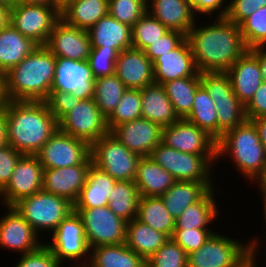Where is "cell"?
<instances>
[{
  "mask_svg": "<svg viewBox=\"0 0 266 267\" xmlns=\"http://www.w3.org/2000/svg\"><path fill=\"white\" fill-rule=\"evenodd\" d=\"M213 233L210 229H174L171 238L189 254L198 250Z\"/></svg>",
  "mask_w": 266,
  "mask_h": 267,
  "instance_id": "obj_47",
  "label": "cell"
},
{
  "mask_svg": "<svg viewBox=\"0 0 266 267\" xmlns=\"http://www.w3.org/2000/svg\"><path fill=\"white\" fill-rule=\"evenodd\" d=\"M60 5L15 4L9 10V23L38 46H45L56 22Z\"/></svg>",
  "mask_w": 266,
  "mask_h": 267,
  "instance_id": "obj_9",
  "label": "cell"
},
{
  "mask_svg": "<svg viewBox=\"0 0 266 267\" xmlns=\"http://www.w3.org/2000/svg\"><path fill=\"white\" fill-rule=\"evenodd\" d=\"M131 33L130 26L117 21L109 14L88 30L92 47H104L118 53L132 47Z\"/></svg>",
  "mask_w": 266,
  "mask_h": 267,
  "instance_id": "obj_26",
  "label": "cell"
},
{
  "mask_svg": "<svg viewBox=\"0 0 266 267\" xmlns=\"http://www.w3.org/2000/svg\"><path fill=\"white\" fill-rule=\"evenodd\" d=\"M118 52L106 50L104 47H92L89 55V63L95 78L112 76L115 74V62Z\"/></svg>",
  "mask_w": 266,
  "mask_h": 267,
  "instance_id": "obj_46",
  "label": "cell"
},
{
  "mask_svg": "<svg viewBox=\"0 0 266 267\" xmlns=\"http://www.w3.org/2000/svg\"><path fill=\"white\" fill-rule=\"evenodd\" d=\"M45 46L55 57L77 61L88 60L92 49L88 31L69 25L62 18L56 22Z\"/></svg>",
  "mask_w": 266,
  "mask_h": 267,
  "instance_id": "obj_18",
  "label": "cell"
},
{
  "mask_svg": "<svg viewBox=\"0 0 266 267\" xmlns=\"http://www.w3.org/2000/svg\"><path fill=\"white\" fill-rule=\"evenodd\" d=\"M259 187V191L262 194V199L266 200V167L262 170L261 173H259L253 180L252 182Z\"/></svg>",
  "mask_w": 266,
  "mask_h": 267,
  "instance_id": "obj_59",
  "label": "cell"
},
{
  "mask_svg": "<svg viewBox=\"0 0 266 267\" xmlns=\"http://www.w3.org/2000/svg\"><path fill=\"white\" fill-rule=\"evenodd\" d=\"M50 235H52L50 239L52 241L44 244L53 252L54 257L61 265L68 260H74L73 262L76 261V264L80 260L77 265H88L90 248L82 219L75 211L63 219Z\"/></svg>",
  "mask_w": 266,
  "mask_h": 267,
  "instance_id": "obj_10",
  "label": "cell"
},
{
  "mask_svg": "<svg viewBox=\"0 0 266 267\" xmlns=\"http://www.w3.org/2000/svg\"><path fill=\"white\" fill-rule=\"evenodd\" d=\"M90 145L76 137L57 130L36 153L44 169L93 164Z\"/></svg>",
  "mask_w": 266,
  "mask_h": 267,
  "instance_id": "obj_13",
  "label": "cell"
},
{
  "mask_svg": "<svg viewBox=\"0 0 266 267\" xmlns=\"http://www.w3.org/2000/svg\"><path fill=\"white\" fill-rule=\"evenodd\" d=\"M15 265V267H64L44 243L36 251L21 255Z\"/></svg>",
  "mask_w": 266,
  "mask_h": 267,
  "instance_id": "obj_50",
  "label": "cell"
},
{
  "mask_svg": "<svg viewBox=\"0 0 266 267\" xmlns=\"http://www.w3.org/2000/svg\"><path fill=\"white\" fill-rule=\"evenodd\" d=\"M23 154L13 149L9 144L0 148V192L11 179L16 163Z\"/></svg>",
  "mask_w": 266,
  "mask_h": 267,
  "instance_id": "obj_52",
  "label": "cell"
},
{
  "mask_svg": "<svg viewBox=\"0 0 266 267\" xmlns=\"http://www.w3.org/2000/svg\"><path fill=\"white\" fill-rule=\"evenodd\" d=\"M44 168L36 155H22L16 163L11 179L0 192L1 205L13 206L20 199L42 190Z\"/></svg>",
  "mask_w": 266,
  "mask_h": 267,
  "instance_id": "obj_16",
  "label": "cell"
},
{
  "mask_svg": "<svg viewBox=\"0 0 266 267\" xmlns=\"http://www.w3.org/2000/svg\"><path fill=\"white\" fill-rule=\"evenodd\" d=\"M82 219L89 248L125 243L127 222L108 206L73 208Z\"/></svg>",
  "mask_w": 266,
  "mask_h": 267,
  "instance_id": "obj_11",
  "label": "cell"
},
{
  "mask_svg": "<svg viewBox=\"0 0 266 267\" xmlns=\"http://www.w3.org/2000/svg\"><path fill=\"white\" fill-rule=\"evenodd\" d=\"M185 119L205 130L217 141L216 107L202 85L196 90L191 112Z\"/></svg>",
  "mask_w": 266,
  "mask_h": 267,
  "instance_id": "obj_39",
  "label": "cell"
},
{
  "mask_svg": "<svg viewBox=\"0 0 266 267\" xmlns=\"http://www.w3.org/2000/svg\"><path fill=\"white\" fill-rule=\"evenodd\" d=\"M194 26L187 34L195 65L201 72H226L247 50L239 25L226 17Z\"/></svg>",
  "mask_w": 266,
  "mask_h": 267,
  "instance_id": "obj_1",
  "label": "cell"
},
{
  "mask_svg": "<svg viewBox=\"0 0 266 267\" xmlns=\"http://www.w3.org/2000/svg\"><path fill=\"white\" fill-rule=\"evenodd\" d=\"M140 94L143 118L159 124L163 128L179 120L163 85L153 83L145 86L140 89Z\"/></svg>",
  "mask_w": 266,
  "mask_h": 267,
  "instance_id": "obj_28",
  "label": "cell"
},
{
  "mask_svg": "<svg viewBox=\"0 0 266 267\" xmlns=\"http://www.w3.org/2000/svg\"><path fill=\"white\" fill-rule=\"evenodd\" d=\"M94 82L95 77L88 60L56 57L51 91L72 93L76 98L85 100L93 98Z\"/></svg>",
  "mask_w": 266,
  "mask_h": 267,
  "instance_id": "obj_15",
  "label": "cell"
},
{
  "mask_svg": "<svg viewBox=\"0 0 266 267\" xmlns=\"http://www.w3.org/2000/svg\"><path fill=\"white\" fill-rule=\"evenodd\" d=\"M117 180L91 165L87 181L82 187L80 194L73 204V208H96L108 206V197Z\"/></svg>",
  "mask_w": 266,
  "mask_h": 267,
  "instance_id": "obj_31",
  "label": "cell"
},
{
  "mask_svg": "<svg viewBox=\"0 0 266 267\" xmlns=\"http://www.w3.org/2000/svg\"><path fill=\"white\" fill-rule=\"evenodd\" d=\"M162 129L159 124L141 117L115 126L110 133L127 149L144 157L150 156L162 142Z\"/></svg>",
  "mask_w": 266,
  "mask_h": 267,
  "instance_id": "obj_20",
  "label": "cell"
},
{
  "mask_svg": "<svg viewBox=\"0 0 266 267\" xmlns=\"http://www.w3.org/2000/svg\"><path fill=\"white\" fill-rule=\"evenodd\" d=\"M214 232L198 249L188 254V267H236L249 254L248 243Z\"/></svg>",
  "mask_w": 266,
  "mask_h": 267,
  "instance_id": "obj_12",
  "label": "cell"
},
{
  "mask_svg": "<svg viewBox=\"0 0 266 267\" xmlns=\"http://www.w3.org/2000/svg\"><path fill=\"white\" fill-rule=\"evenodd\" d=\"M201 85L213 100L217 111V141L247 118L245 106L233 92L231 79L226 72H201Z\"/></svg>",
  "mask_w": 266,
  "mask_h": 267,
  "instance_id": "obj_5",
  "label": "cell"
},
{
  "mask_svg": "<svg viewBox=\"0 0 266 267\" xmlns=\"http://www.w3.org/2000/svg\"><path fill=\"white\" fill-rule=\"evenodd\" d=\"M185 39V34L169 30L158 40L152 42L144 51L148 58L153 62L160 55L169 53V51L178 47Z\"/></svg>",
  "mask_w": 266,
  "mask_h": 267,
  "instance_id": "obj_48",
  "label": "cell"
},
{
  "mask_svg": "<svg viewBox=\"0 0 266 267\" xmlns=\"http://www.w3.org/2000/svg\"><path fill=\"white\" fill-rule=\"evenodd\" d=\"M226 18L239 25L255 10L266 6V0H228Z\"/></svg>",
  "mask_w": 266,
  "mask_h": 267,
  "instance_id": "obj_51",
  "label": "cell"
},
{
  "mask_svg": "<svg viewBox=\"0 0 266 267\" xmlns=\"http://www.w3.org/2000/svg\"><path fill=\"white\" fill-rule=\"evenodd\" d=\"M136 218L169 238L173 235L175 219L165 208L160 197L140 196Z\"/></svg>",
  "mask_w": 266,
  "mask_h": 267,
  "instance_id": "obj_36",
  "label": "cell"
},
{
  "mask_svg": "<svg viewBox=\"0 0 266 267\" xmlns=\"http://www.w3.org/2000/svg\"><path fill=\"white\" fill-rule=\"evenodd\" d=\"M16 4L59 5L55 0H16Z\"/></svg>",
  "mask_w": 266,
  "mask_h": 267,
  "instance_id": "obj_61",
  "label": "cell"
},
{
  "mask_svg": "<svg viewBox=\"0 0 266 267\" xmlns=\"http://www.w3.org/2000/svg\"><path fill=\"white\" fill-rule=\"evenodd\" d=\"M141 94L139 89H126L113 113L107 118L111 131L121 123L141 118Z\"/></svg>",
  "mask_w": 266,
  "mask_h": 267,
  "instance_id": "obj_42",
  "label": "cell"
},
{
  "mask_svg": "<svg viewBox=\"0 0 266 267\" xmlns=\"http://www.w3.org/2000/svg\"><path fill=\"white\" fill-rule=\"evenodd\" d=\"M226 73L234 94L246 106L263 83L258 58L248 49Z\"/></svg>",
  "mask_w": 266,
  "mask_h": 267,
  "instance_id": "obj_24",
  "label": "cell"
},
{
  "mask_svg": "<svg viewBox=\"0 0 266 267\" xmlns=\"http://www.w3.org/2000/svg\"><path fill=\"white\" fill-rule=\"evenodd\" d=\"M5 112L8 144L24 155H36L59 130L45 101H8Z\"/></svg>",
  "mask_w": 266,
  "mask_h": 267,
  "instance_id": "obj_2",
  "label": "cell"
},
{
  "mask_svg": "<svg viewBox=\"0 0 266 267\" xmlns=\"http://www.w3.org/2000/svg\"><path fill=\"white\" fill-rule=\"evenodd\" d=\"M4 208L7 211L0 217V247L18 251L21 255L39 249L43 242L39 241V235L31 225L13 206Z\"/></svg>",
  "mask_w": 266,
  "mask_h": 267,
  "instance_id": "obj_19",
  "label": "cell"
},
{
  "mask_svg": "<svg viewBox=\"0 0 266 267\" xmlns=\"http://www.w3.org/2000/svg\"><path fill=\"white\" fill-rule=\"evenodd\" d=\"M229 156L242 177L252 181L266 167V150L257 129L246 119L217 141V161Z\"/></svg>",
  "mask_w": 266,
  "mask_h": 267,
  "instance_id": "obj_4",
  "label": "cell"
},
{
  "mask_svg": "<svg viewBox=\"0 0 266 267\" xmlns=\"http://www.w3.org/2000/svg\"><path fill=\"white\" fill-rule=\"evenodd\" d=\"M146 12L147 5L141 0H108V14L130 27Z\"/></svg>",
  "mask_w": 266,
  "mask_h": 267,
  "instance_id": "obj_45",
  "label": "cell"
},
{
  "mask_svg": "<svg viewBox=\"0 0 266 267\" xmlns=\"http://www.w3.org/2000/svg\"><path fill=\"white\" fill-rule=\"evenodd\" d=\"M257 129L260 141L266 150V116L251 120Z\"/></svg>",
  "mask_w": 266,
  "mask_h": 267,
  "instance_id": "obj_57",
  "label": "cell"
},
{
  "mask_svg": "<svg viewBox=\"0 0 266 267\" xmlns=\"http://www.w3.org/2000/svg\"><path fill=\"white\" fill-rule=\"evenodd\" d=\"M92 164L44 169L42 190L67 199L72 204L85 185Z\"/></svg>",
  "mask_w": 266,
  "mask_h": 267,
  "instance_id": "obj_23",
  "label": "cell"
},
{
  "mask_svg": "<svg viewBox=\"0 0 266 267\" xmlns=\"http://www.w3.org/2000/svg\"><path fill=\"white\" fill-rule=\"evenodd\" d=\"M59 130L87 142L90 146L110 132L107 118L93 98L81 100L59 122Z\"/></svg>",
  "mask_w": 266,
  "mask_h": 267,
  "instance_id": "obj_14",
  "label": "cell"
},
{
  "mask_svg": "<svg viewBox=\"0 0 266 267\" xmlns=\"http://www.w3.org/2000/svg\"><path fill=\"white\" fill-rule=\"evenodd\" d=\"M143 1L146 5L148 4L149 0H141Z\"/></svg>",
  "mask_w": 266,
  "mask_h": 267,
  "instance_id": "obj_68",
  "label": "cell"
},
{
  "mask_svg": "<svg viewBox=\"0 0 266 267\" xmlns=\"http://www.w3.org/2000/svg\"><path fill=\"white\" fill-rule=\"evenodd\" d=\"M264 205V208H263V213H264V221H265V225H266V200H263V202H262ZM266 228V227H265Z\"/></svg>",
  "mask_w": 266,
  "mask_h": 267,
  "instance_id": "obj_64",
  "label": "cell"
},
{
  "mask_svg": "<svg viewBox=\"0 0 266 267\" xmlns=\"http://www.w3.org/2000/svg\"><path fill=\"white\" fill-rule=\"evenodd\" d=\"M89 267H146V261L125 243L90 249Z\"/></svg>",
  "mask_w": 266,
  "mask_h": 267,
  "instance_id": "obj_34",
  "label": "cell"
},
{
  "mask_svg": "<svg viewBox=\"0 0 266 267\" xmlns=\"http://www.w3.org/2000/svg\"><path fill=\"white\" fill-rule=\"evenodd\" d=\"M8 144L6 112L0 110V148Z\"/></svg>",
  "mask_w": 266,
  "mask_h": 267,
  "instance_id": "obj_58",
  "label": "cell"
},
{
  "mask_svg": "<svg viewBox=\"0 0 266 267\" xmlns=\"http://www.w3.org/2000/svg\"><path fill=\"white\" fill-rule=\"evenodd\" d=\"M0 79H4V75L0 71Z\"/></svg>",
  "mask_w": 266,
  "mask_h": 267,
  "instance_id": "obj_67",
  "label": "cell"
},
{
  "mask_svg": "<svg viewBox=\"0 0 266 267\" xmlns=\"http://www.w3.org/2000/svg\"><path fill=\"white\" fill-rule=\"evenodd\" d=\"M107 14L108 0H69L61 8L62 19L87 31Z\"/></svg>",
  "mask_w": 266,
  "mask_h": 267,
  "instance_id": "obj_33",
  "label": "cell"
},
{
  "mask_svg": "<svg viewBox=\"0 0 266 267\" xmlns=\"http://www.w3.org/2000/svg\"><path fill=\"white\" fill-rule=\"evenodd\" d=\"M154 83H164L184 77L200 76L188 39L178 47L162 54L153 62Z\"/></svg>",
  "mask_w": 266,
  "mask_h": 267,
  "instance_id": "obj_22",
  "label": "cell"
},
{
  "mask_svg": "<svg viewBox=\"0 0 266 267\" xmlns=\"http://www.w3.org/2000/svg\"><path fill=\"white\" fill-rule=\"evenodd\" d=\"M115 75L127 89H142L154 83L153 63L145 51L128 48L118 53Z\"/></svg>",
  "mask_w": 266,
  "mask_h": 267,
  "instance_id": "obj_21",
  "label": "cell"
},
{
  "mask_svg": "<svg viewBox=\"0 0 266 267\" xmlns=\"http://www.w3.org/2000/svg\"><path fill=\"white\" fill-rule=\"evenodd\" d=\"M61 7H63L69 0H55Z\"/></svg>",
  "mask_w": 266,
  "mask_h": 267,
  "instance_id": "obj_65",
  "label": "cell"
},
{
  "mask_svg": "<svg viewBox=\"0 0 266 267\" xmlns=\"http://www.w3.org/2000/svg\"><path fill=\"white\" fill-rule=\"evenodd\" d=\"M38 45L10 23L0 29V71L4 75L19 64Z\"/></svg>",
  "mask_w": 266,
  "mask_h": 267,
  "instance_id": "obj_30",
  "label": "cell"
},
{
  "mask_svg": "<svg viewBox=\"0 0 266 267\" xmlns=\"http://www.w3.org/2000/svg\"><path fill=\"white\" fill-rule=\"evenodd\" d=\"M214 185L213 181H176L160 198L176 220L188 206L199 201L214 188Z\"/></svg>",
  "mask_w": 266,
  "mask_h": 267,
  "instance_id": "obj_27",
  "label": "cell"
},
{
  "mask_svg": "<svg viewBox=\"0 0 266 267\" xmlns=\"http://www.w3.org/2000/svg\"><path fill=\"white\" fill-rule=\"evenodd\" d=\"M175 182L174 177L149 156L139 159L134 183L140 196L160 197Z\"/></svg>",
  "mask_w": 266,
  "mask_h": 267,
  "instance_id": "obj_29",
  "label": "cell"
},
{
  "mask_svg": "<svg viewBox=\"0 0 266 267\" xmlns=\"http://www.w3.org/2000/svg\"><path fill=\"white\" fill-rule=\"evenodd\" d=\"M249 50L258 58L263 82L266 83V47H255Z\"/></svg>",
  "mask_w": 266,
  "mask_h": 267,
  "instance_id": "obj_56",
  "label": "cell"
},
{
  "mask_svg": "<svg viewBox=\"0 0 266 267\" xmlns=\"http://www.w3.org/2000/svg\"><path fill=\"white\" fill-rule=\"evenodd\" d=\"M80 101L81 100L76 98L72 93L63 91H50L48 98L45 100L50 112L58 122Z\"/></svg>",
  "mask_w": 266,
  "mask_h": 267,
  "instance_id": "obj_49",
  "label": "cell"
},
{
  "mask_svg": "<svg viewBox=\"0 0 266 267\" xmlns=\"http://www.w3.org/2000/svg\"><path fill=\"white\" fill-rule=\"evenodd\" d=\"M9 10L8 6L0 2V29L9 23Z\"/></svg>",
  "mask_w": 266,
  "mask_h": 267,
  "instance_id": "obj_60",
  "label": "cell"
},
{
  "mask_svg": "<svg viewBox=\"0 0 266 267\" xmlns=\"http://www.w3.org/2000/svg\"><path fill=\"white\" fill-rule=\"evenodd\" d=\"M239 28L248 49L266 47V6L255 10Z\"/></svg>",
  "mask_w": 266,
  "mask_h": 267,
  "instance_id": "obj_43",
  "label": "cell"
},
{
  "mask_svg": "<svg viewBox=\"0 0 266 267\" xmlns=\"http://www.w3.org/2000/svg\"><path fill=\"white\" fill-rule=\"evenodd\" d=\"M126 89L115 74L95 78L93 99L106 118L113 113Z\"/></svg>",
  "mask_w": 266,
  "mask_h": 267,
  "instance_id": "obj_40",
  "label": "cell"
},
{
  "mask_svg": "<svg viewBox=\"0 0 266 267\" xmlns=\"http://www.w3.org/2000/svg\"><path fill=\"white\" fill-rule=\"evenodd\" d=\"M188 254L172 239L168 240L148 259L146 267H188Z\"/></svg>",
  "mask_w": 266,
  "mask_h": 267,
  "instance_id": "obj_44",
  "label": "cell"
},
{
  "mask_svg": "<svg viewBox=\"0 0 266 267\" xmlns=\"http://www.w3.org/2000/svg\"><path fill=\"white\" fill-rule=\"evenodd\" d=\"M93 165L116 180L134 181L140 155L127 149L110 132L90 146Z\"/></svg>",
  "mask_w": 266,
  "mask_h": 267,
  "instance_id": "obj_8",
  "label": "cell"
},
{
  "mask_svg": "<svg viewBox=\"0 0 266 267\" xmlns=\"http://www.w3.org/2000/svg\"><path fill=\"white\" fill-rule=\"evenodd\" d=\"M188 1L191 5V8L193 9L195 16H197L198 14H199L198 16L206 14L208 16H211L210 19H212L213 16H215L214 12L215 14L216 12L220 14L219 15L217 13L216 14L217 17L226 16L228 4H224V2L227 3V0H188Z\"/></svg>",
  "mask_w": 266,
  "mask_h": 267,
  "instance_id": "obj_53",
  "label": "cell"
},
{
  "mask_svg": "<svg viewBox=\"0 0 266 267\" xmlns=\"http://www.w3.org/2000/svg\"><path fill=\"white\" fill-rule=\"evenodd\" d=\"M139 199L134 181L117 180L108 197V207L115 215L129 222L137 217Z\"/></svg>",
  "mask_w": 266,
  "mask_h": 267,
  "instance_id": "obj_38",
  "label": "cell"
},
{
  "mask_svg": "<svg viewBox=\"0 0 266 267\" xmlns=\"http://www.w3.org/2000/svg\"><path fill=\"white\" fill-rule=\"evenodd\" d=\"M162 143L183 153L217 155V141L186 119L164 127Z\"/></svg>",
  "mask_w": 266,
  "mask_h": 267,
  "instance_id": "obj_17",
  "label": "cell"
},
{
  "mask_svg": "<svg viewBox=\"0 0 266 267\" xmlns=\"http://www.w3.org/2000/svg\"><path fill=\"white\" fill-rule=\"evenodd\" d=\"M8 99L5 93V79H0V110H4Z\"/></svg>",
  "mask_w": 266,
  "mask_h": 267,
  "instance_id": "obj_62",
  "label": "cell"
},
{
  "mask_svg": "<svg viewBox=\"0 0 266 267\" xmlns=\"http://www.w3.org/2000/svg\"><path fill=\"white\" fill-rule=\"evenodd\" d=\"M13 207L39 236L42 230L52 233L73 211V204L67 199L44 190L20 199Z\"/></svg>",
  "mask_w": 266,
  "mask_h": 267,
  "instance_id": "obj_6",
  "label": "cell"
},
{
  "mask_svg": "<svg viewBox=\"0 0 266 267\" xmlns=\"http://www.w3.org/2000/svg\"><path fill=\"white\" fill-rule=\"evenodd\" d=\"M147 12L169 30L186 36L197 20L188 0H149Z\"/></svg>",
  "mask_w": 266,
  "mask_h": 267,
  "instance_id": "obj_25",
  "label": "cell"
},
{
  "mask_svg": "<svg viewBox=\"0 0 266 267\" xmlns=\"http://www.w3.org/2000/svg\"><path fill=\"white\" fill-rule=\"evenodd\" d=\"M75 265V263L72 265V267H89L88 265H76V266H74Z\"/></svg>",
  "mask_w": 266,
  "mask_h": 267,
  "instance_id": "obj_66",
  "label": "cell"
},
{
  "mask_svg": "<svg viewBox=\"0 0 266 267\" xmlns=\"http://www.w3.org/2000/svg\"><path fill=\"white\" fill-rule=\"evenodd\" d=\"M252 240L248 242L249 245V254L243 258V260L236 267H257V254L260 248V241L258 242V238H251ZM256 254V255H255Z\"/></svg>",
  "mask_w": 266,
  "mask_h": 267,
  "instance_id": "obj_55",
  "label": "cell"
},
{
  "mask_svg": "<svg viewBox=\"0 0 266 267\" xmlns=\"http://www.w3.org/2000/svg\"><path fill=\"white\" fill-rule=\"evenodd\" d=\"M179 119H185L191 112L196 90L201 86L200 76L184 77L163 84Z\"/></svg>",
  "mask_w": 266,
  "mask_h": 267,
  "instance_id": "obj_37",
  "label": "cell"
},
{
  "mask_svg": "<svg viewBox=\"0 0 266 267\" xmlns=\"http://www.w3.org/2000/svg\"><path fill=\"white\" fill-rule=\"evenodd\" d=\"M0 2L5 4L9 8L16 4V0H0Z\"/></svg>",
  "mask_w": 266,
  "mask_h": 267,
  "instance_id": "obj_63",
  "label": "cell"
},
{
  "mask_svg": "<svg viewBox=\"0 0 266 267\" xmlns=\"http://www.w3.org/2000/svg\"><path fill=\"white\" fill-rule=\"evenodd\" d=\"M245 115L248 120L266 116V83L263 82L245 106Z\"/></svg>",
  "mask_w": 266,
  "mask_h": 267,
  "instance_id": "obj_54",
  "label": "cell"
},
{
  "mask_svg": "<svg viewBox=\"0 0 266 267\" xmlns=\"http://www.w3.org/2000/svg\"><path fill=\"white\" fill-rule=\"evenodd\" d=\"M149 157L169 172L176 181H213L211 172L217 155L183 153L161 142Z\"/></svg>",
  "mask_w": 266,
  "mask_h": 267,
  "instance_id": "obj_7",
  "label": "cell"
},
{
  "mask_svg": "<svg viewBox=\"0 0 266 267\" xmlns=\"http://www.w3.org/2000/svg\"><path fill=\"white\" fill-rule=\"evenodd\" d=\"M56 57L37 46L19 64L4 74L8 101H45L55 75Z\"/></svg>",
  "mask_w": 266,
  "mask_h": 267,
  "instance_id": "obj_3",
  "label": "cell"
},
{
  "mask_svg": "<svg viewBox=\"0 0 266 267\" xmlns=\"http://www.w3.org/2000/svg\"><path fill=\"white\" fill-rule=\"evenodd\" d=\"M168 238L166 234L154 230L137 218L132 219L126 224V246L141 256L145 261L148 260Z\"/></svg>",
  "mask_w": 266,
  "mask_h": 267,
  "instance_id": "obj_32",
  "label": "cell"
},
{
  "mask_svg": "<svg viewBox=\"0 0 266 267\" xmlns=\"http://www.w3.org/2000/svg\"><path fill=\"white\" fill-rule=\"evenodd\" d=\"M168 31L166 26L146 12L131 27L132 47L144 51Z\"/></svg>",
  "mask_w": 266,
  "mask_h": 267,
  "instance_id": "obj_41",
  "label": "cell"
},
{
  "mask_svg": "<svg viewBox=\"0 0 266 267\" xmlns=\"http://www.w3.org/2000/svg\"><path fill=\"white\" fill-rule=\"evenodd\" d=\"M215 191V187L211 188L199 201L188 206L175 220V229H209L219 214Z\"/></svg>",
  "mask_w": 266,
  "mask_h": 267,
  "instance_id": "obj_35",
  "label": "cell"
}]
</instances>
